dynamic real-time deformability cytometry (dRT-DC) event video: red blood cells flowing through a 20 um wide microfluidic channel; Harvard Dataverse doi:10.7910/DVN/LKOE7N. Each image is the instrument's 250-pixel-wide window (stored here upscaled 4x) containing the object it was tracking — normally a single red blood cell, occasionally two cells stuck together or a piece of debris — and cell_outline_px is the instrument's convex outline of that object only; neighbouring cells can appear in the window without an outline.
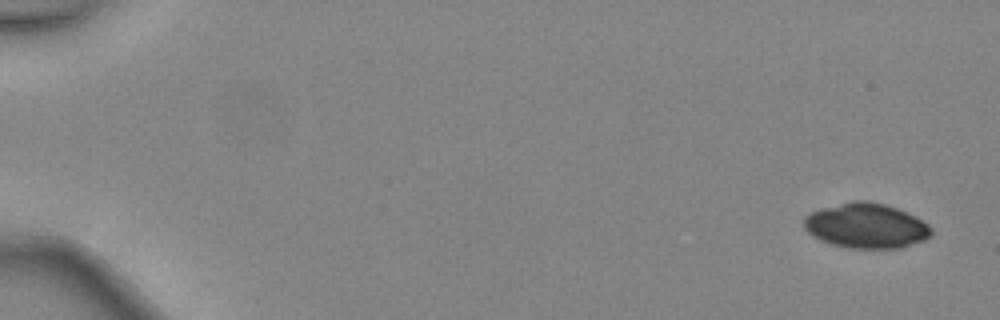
{"species": "common noctule bat (a hibernating species)", "species_latin": "Nyctalus noctula", "temperature_condition": "warm", "stored_images_in_passage": 5, "camera_frame_rate_fps": 3000, "um_per_image_px": 0.085, "animal": {"sex": "female", "body_mass_g": 24.6, "forearm_length_mm": 56.2}, "frame": {"image": 1, "passage_image": 1, "time_ms": 0.0, "image_size_px": [1000, 320], "cell_outline_px": [[932, 232], [924, 240], [900, 248], [848, 248], [832, 244], [820, 240], [812, 236], [804, 228], [804, 216], [820, 208], [852, 200], [868, 200], [884, 204], [896, 208], [928, 224], [932, 228]], "centroid_in_image_um": [73.58, 19.18], "position_along_channel_um": 11.4, "area_um2": 33.23}}